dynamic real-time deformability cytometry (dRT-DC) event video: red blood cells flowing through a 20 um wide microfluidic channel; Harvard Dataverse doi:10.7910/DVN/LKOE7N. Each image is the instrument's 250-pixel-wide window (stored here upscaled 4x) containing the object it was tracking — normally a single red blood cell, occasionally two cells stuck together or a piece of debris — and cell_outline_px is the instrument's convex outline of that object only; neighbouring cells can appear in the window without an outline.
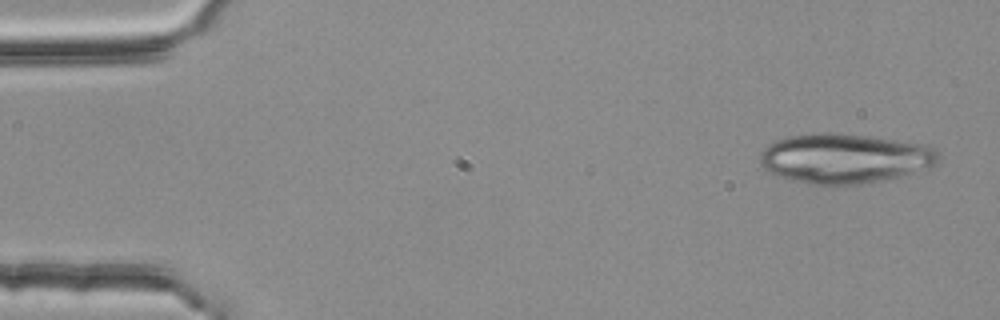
{"species": "common noctule bat (a hibernating species)", "species_latin": "Nyctalus noctula", "temperature_condition": "room temperature", "stored_images_in_passage": 5, "camera_frame_rate_fps": 3000, "um_per_image_px": 0.085, "animal": {"sex": "female", "body_mass_g": 25.1}, "frame": {"image": 1, "passage_image": 1, "time_ms": 0.0, "image_size_px": [1000, 320], "cell_outline_px": [[944, 156], [936, 164], [912, 172], [884, 180], [860, 184], [812, 184], [776, 176], [764, 168], [760, 164], [760, 152], [764, 148], [780, 140], [792, 136], [824, 132], [832, 132], [872, 136], [920, 144], [932, 148], [940, 152]], "centroid_in_image_um": [71.81, 13.46], "position_along_channel_um": 13.2, "area_um2": 51.27}}